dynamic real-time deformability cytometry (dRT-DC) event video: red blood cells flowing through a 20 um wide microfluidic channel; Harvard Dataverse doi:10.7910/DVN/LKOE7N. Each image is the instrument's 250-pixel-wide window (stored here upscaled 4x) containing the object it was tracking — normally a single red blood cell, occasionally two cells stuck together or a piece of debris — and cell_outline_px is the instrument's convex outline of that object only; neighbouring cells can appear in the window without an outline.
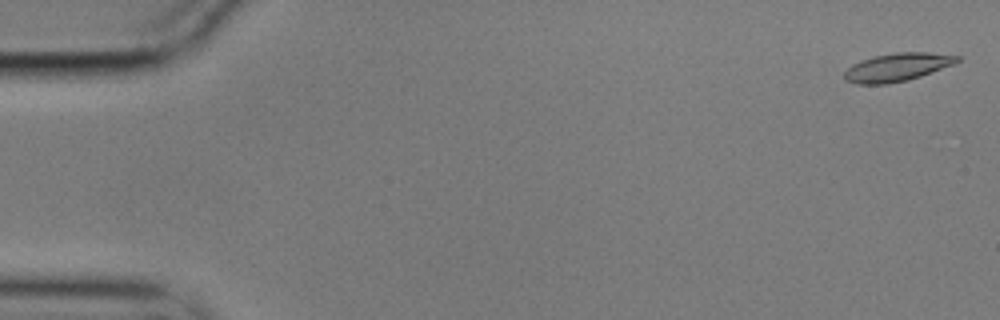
{"species": "common noctule bat (a hibernating species)", "species_latin": "Nyctalus noctula", "temperature_condition": "cold", "stored_images_in_passage": 34, "camera_frame_rate_fps": 3000, "um_per_image_px": 0.085, "animal": {"sex": "male", "body_mass_g": 17.9}, "frame": {"image": 1, "passage_image": 2, "time_ms": 0.333, "image_size_px": [1000, 320], "cell_outline_px": [[960, 60], [952, 64], [920, 76], [908, 80], [888, 84], [856, 84], [844, 80], [844, 72], [852, 64], [860, 60], [876, 56], [896, 52], [928, 52], [960, 56]], "centroid_in_image_um": [76.21, 5.72], "position_along_channel_um": 8.8, "area_um2": 18.38}}
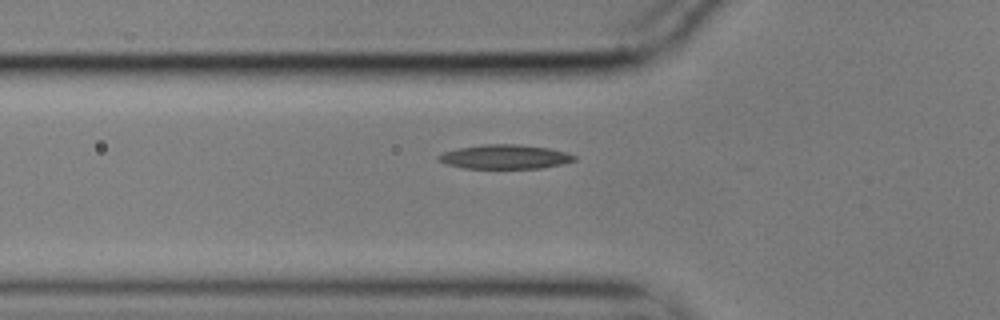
{"frame": {"image": 2, "passage_image": 20, "time_ms": 6.333, "image_size_px": [1000, 320], "cell_outline_px": [[576, 160], [560, 164], [540, 168], [464, 168], [444, 164], [436, 156], [444, 152], [456, 148], [484, 144], [516, 144], [548, 148], [564, 152], [576, 156]], "centroid_in_image_um": [42.87, 13.32], "position_along_channel_um": 82.9, "area_um2": 19.02}}
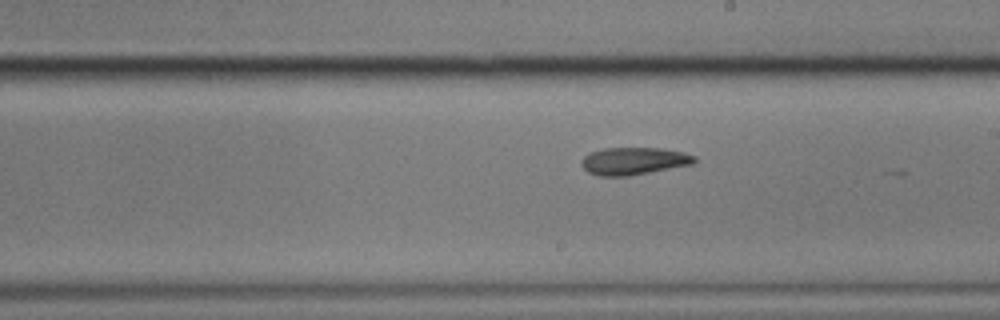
{"frame": {"image": 3, "passage_image": 33, "time_ms": 10.667, "image_size_px": [1000, 320], "cell_outline_px": [[696, 160], [692, 164], [628, 176], [596, 176], [588, 172], [580, 164], [580, 160], [588, 152], [604, 148], [664, 148], [684, 152], [696, 156]], "centroid_in_image_um": [53.83, 13.68], "position_along_channel_um": 235.2, "area_um2": 18.21}}